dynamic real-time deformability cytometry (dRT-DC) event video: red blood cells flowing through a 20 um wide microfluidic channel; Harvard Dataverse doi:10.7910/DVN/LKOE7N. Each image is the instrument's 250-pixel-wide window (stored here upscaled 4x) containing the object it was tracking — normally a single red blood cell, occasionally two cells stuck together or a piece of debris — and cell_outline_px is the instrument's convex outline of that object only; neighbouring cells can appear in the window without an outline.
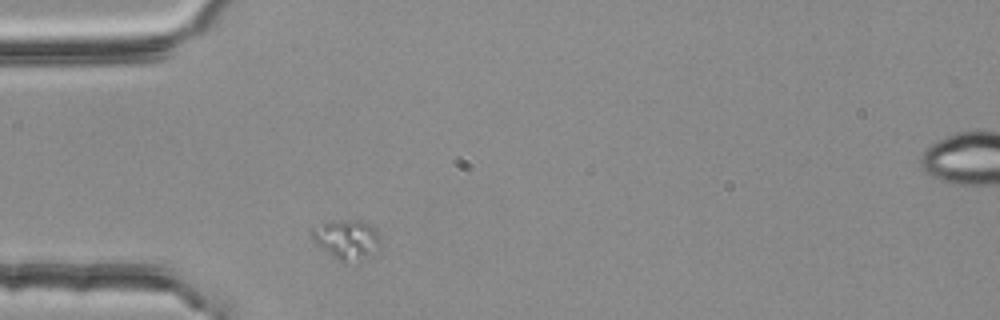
{"species": "common noctule bat (a hibernating species)", "species_latin": "Nyctalus noctula", "temperature_condition": "room temperature", "stored_images_in_passage": 2, "segment_of_instrument_passage": [1, 2], "camera_frame_rate_fps": 3000, "um_per_image_px": 0.085, "animal": {"sex": "female", "body_mass_g": 25.1}, "frame": {"image": 1, "passage_image": 1, "time_ms": 0.0, "image_size_px": [1000, 320], "cell_outline_px": [[380, 248], [344, 264], [332, 256], [316, 244], [308, 228], [332, 220], [360, 220], [368, 224], [376, 232], [380, 240]], "centroid_in_image_um": [29.39, 20.31], "position_along_channel_um": 55.6, "area_um2": 15.49}}